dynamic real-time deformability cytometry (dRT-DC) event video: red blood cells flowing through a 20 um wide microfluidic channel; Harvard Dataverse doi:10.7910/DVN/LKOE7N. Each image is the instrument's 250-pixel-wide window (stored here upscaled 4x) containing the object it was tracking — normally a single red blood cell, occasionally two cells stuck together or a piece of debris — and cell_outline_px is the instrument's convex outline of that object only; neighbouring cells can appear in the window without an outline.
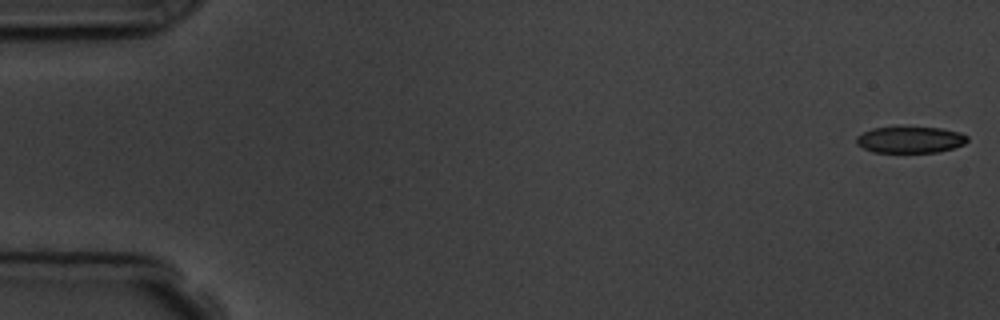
{"species": "common noctule bat (a hibernating species)", "species_latin": "Nyctalus noctula", "temperature_condition": "room temperature", "stored_images_in_passage": 15, "camera_frame_rate_fps": 3000, "um_per_image_px": 0.085, "animal": {"sex": "male", "body_mass_g": 19.5, "forearm_length_mm": 54.6}, "frame": {"image": 1, "passage_image": 1, "time_ms": 0.0, "image_size_px": [1000, 320], "cell_outline_px": [[968, 140], [964, 144], [940, 152], [872, 152], [856, 144], [856, 136], [872, 128], [940, 128], [960, 132], [968, 136]], "centroid_in_image_um": [77.37, 11.89], "position_along_channel_um": 7.6, "area_um2": 16.88}}
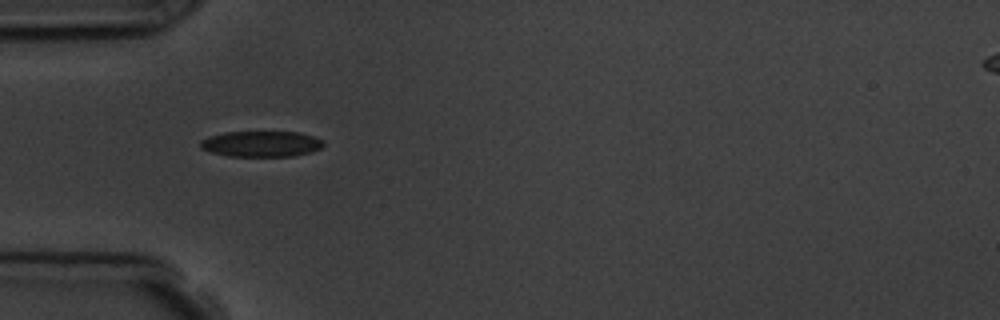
{"frame": {"image": 2, "passage_image": 5, "time_ms": 5.333, "image_size_px": [1000, 320], "cell_outline_px": [[324, 144], [320, 148], [312, 152], [296, 156], [228, 156], [212, 152], [200, 148], [200, 140], [224, 132], [300, 132], [316, 136], [324, 140]], "centroid_in_image_um": [22.27, 12.23], "position_along_channel_um": 62.7, "area_um2": 18.61}, "authors_computed_cell_mechanics": {"area_um2": 18.9584, "velocity_mm_per_s": 3.7468, "shape_relaxation_time_tau1_ms": 3.3518, "shape_relaxation_time_tau2_ms": 0.9942, "deformation_change_tau1": 0.104, "deformation_change_tau2": 0.0479}}